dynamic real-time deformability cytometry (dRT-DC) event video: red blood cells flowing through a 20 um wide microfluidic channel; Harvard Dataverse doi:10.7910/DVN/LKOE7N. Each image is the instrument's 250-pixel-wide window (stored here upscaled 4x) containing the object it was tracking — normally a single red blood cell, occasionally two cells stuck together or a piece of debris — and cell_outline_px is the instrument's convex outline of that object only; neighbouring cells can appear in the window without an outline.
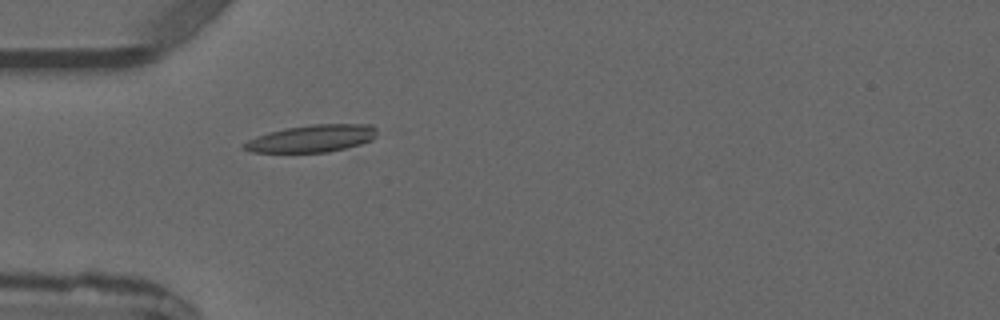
{"species": "common noctule bat (a hibernating species)", "species_latin": "Nyctalus noctula", "temperature_condition": "warm", "stored_images_in_passage": 1, "camera_frame_rate_fps": 3000, "um_per_image_px": 0.085, "animal": {"sex": "male", "forearm_length_mm": 52.5}, "frame": {"image": 1, "passage_image": 1, "time_ms": 0.0, "image_size_px": [1000, 320], "cell_outline_px": [[376, 136], [372, 140], [360, 144], [328, 152], [252, 152], [240, 148], [248, 140], [256, 136], [268, 132], [284, 128], [312, 124], [372, 124], [376, 128]], "centroid_in_image_um": [26.5, 11.76], "position_along_channel_um": 58.5, "area_um2": 21.15}}